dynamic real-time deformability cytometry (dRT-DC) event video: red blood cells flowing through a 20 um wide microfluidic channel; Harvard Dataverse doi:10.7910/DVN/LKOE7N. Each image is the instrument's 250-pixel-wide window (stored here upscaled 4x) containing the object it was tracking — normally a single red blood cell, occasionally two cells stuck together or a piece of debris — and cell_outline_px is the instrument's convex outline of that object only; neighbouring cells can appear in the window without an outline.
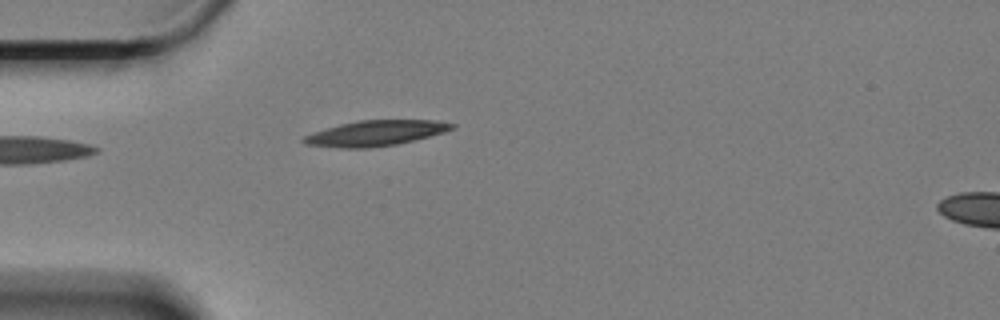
{"species": "Egyptian fruit bat (a non-hibernating species)", "species_latin": "Rousettus aegyptiacus", "temperature_condition": "cold", "stored_images_in_passage": 21, "camera_frame_rate_fps": 3000, "um_per_image_px": 0.085, "animal": {"sex": "female"}, "frame": {"image": 1, "passage_image": 1, "time_ms": 0.0, "image_size_px": [1000, 320], "cell_outline_px": [[456, 128], [444, 132], [396, 144], [368, 148], [340, 148], [304, 144], [300, 140], [304, 136], [324, 128], [340, 124], [360, 120], [440, 120], [456, 124]], "centroid_in_image_um": [31.91, 11.31], "position_along_channel_um": 53.1, "area_um2": 21.96}}
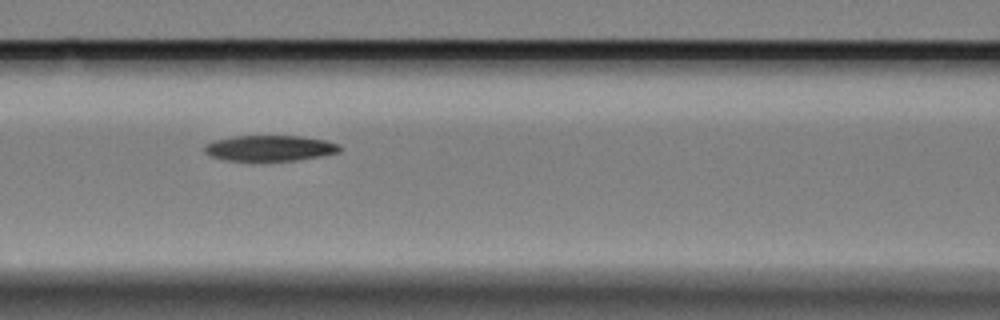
{"frame": {"image": 2, "passage_image": 10, "time_ms": 3.0, "image_size_px": [1000, 320], "cell_outline_px": [[344, 148], [340, 152], [320, 156], [292, 160], [224, 160], [212, 156], [204, 152], [204, 144], [212, 140], [232, 136], [300, 136], [324, 140], [340, 144]], "centroid_in_image_um": [22.92, 12.58], "position_along_channel_um": 143.7, "area_um2": 20.23}}
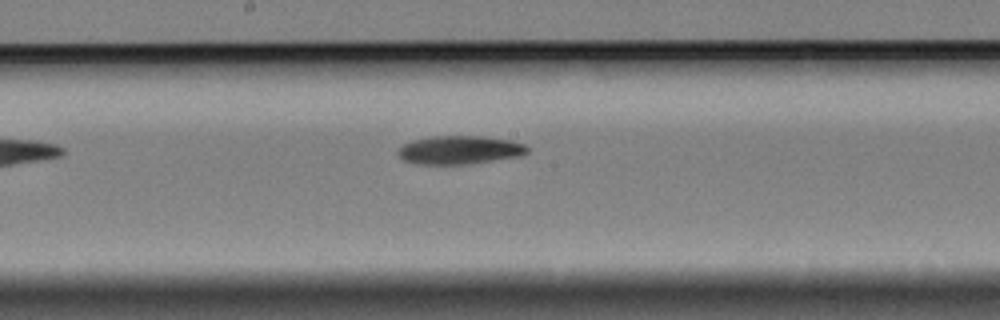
{"frame": {"image": 3, "passage_image": 16, "time_ms": 5.0, "image_size_px": [1000, 320], "cell_outline_px": [[528, 152], [520, 156], [472, 164], [416, 164], [404, 160], [396, 152], [404, 144], [412, 140], [432, 136], [480, 136], [508, 140], [524, 144], [528, 148]], "centroid_in_image_um": [39.06, 12.75], "position_along_channel_um": 209.1, "area_um2": 21.39}}